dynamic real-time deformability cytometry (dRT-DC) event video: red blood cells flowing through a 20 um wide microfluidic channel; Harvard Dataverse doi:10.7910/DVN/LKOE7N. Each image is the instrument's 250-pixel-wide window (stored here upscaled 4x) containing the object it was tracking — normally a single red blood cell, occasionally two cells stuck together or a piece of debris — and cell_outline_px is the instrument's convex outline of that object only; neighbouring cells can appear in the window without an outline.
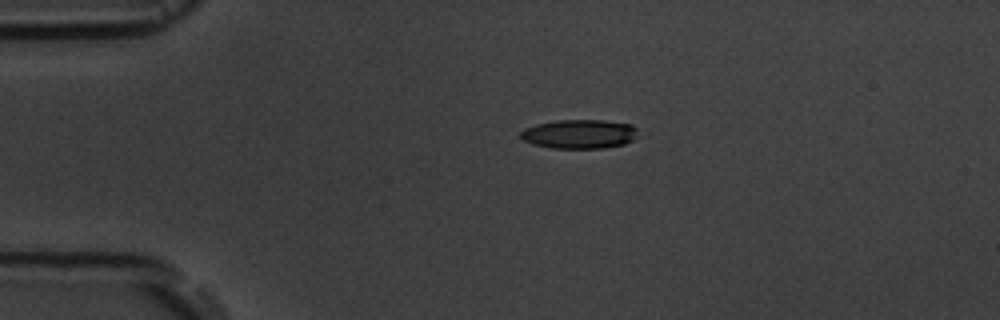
{"species": "common noctule bat (a hibernating species)", "species_latin": "Nyctalus noctula", "temperature_condition": "room temperature", "stored_images_in_passage": 2, "camera_frame_rate_fps": 3000, "um_per_image_px": 0.085, "animal": {"sex": "male", "body_mass_g": 19.5, "forearm_length_mm": 54.6}, "frame": {"image": 1, "passage_image": 1, "time_ms": 0.0, "image_size_px": [1000, 320], "cell_outline_px": [[636, 136], [632, 140], [624, 144], [604, 148], [552, 148], [532, 144], [520, 140], [520, 132], [524, 128], [536, 124], [556, 120], [604, 120], [632, 124], [636, 128]], "centroid_in_image_um": [49.2, 11.39], "position_along_channel_um": 35.8, "area_um2": 20.06}}